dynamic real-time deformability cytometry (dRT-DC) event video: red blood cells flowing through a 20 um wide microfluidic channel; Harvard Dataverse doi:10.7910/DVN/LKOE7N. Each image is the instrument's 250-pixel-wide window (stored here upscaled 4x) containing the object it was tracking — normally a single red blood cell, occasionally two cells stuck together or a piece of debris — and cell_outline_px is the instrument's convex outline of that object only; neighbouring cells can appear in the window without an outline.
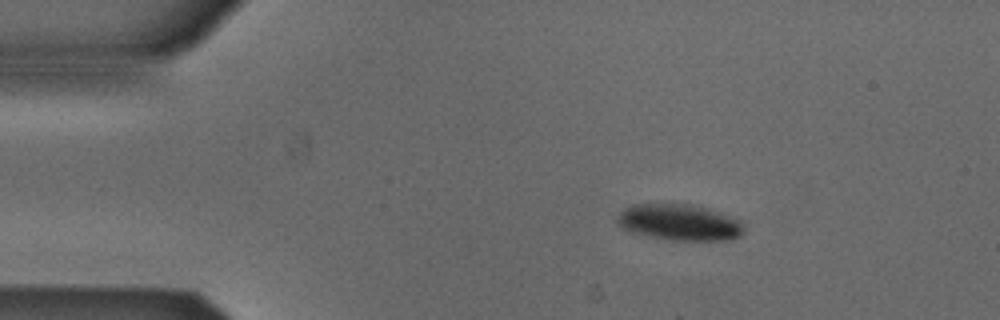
{"species": "Egyptian fruit bat (a non-hibernating species)", "species_latin": "Rousettus aegyptiacus", "temperature_condition": "cold", "stored_images_in_passage": 46, "camera_frame_rate_fps": 3000, "um_per_image_px": 0.085, "animal": {"sex": "male"}, "frame": {"image": 1, "passage_image": 1, "time_ms": 0.0, "image_size_px": [1000, 320], "cell_outline_px": [[744, 232], [740, 236], [728, 240], [672, 240], [632, 232], [616, 224], [616, 220], [620, 212], [624, 208], [632, 204], [692, 204], [708, 208], [720, 212], [740, 220], [744, 224]], "centroid_in_image_um": [57.78, 18.89], "position_along_channel_um": 27.2, "area_um2": 26.76}}
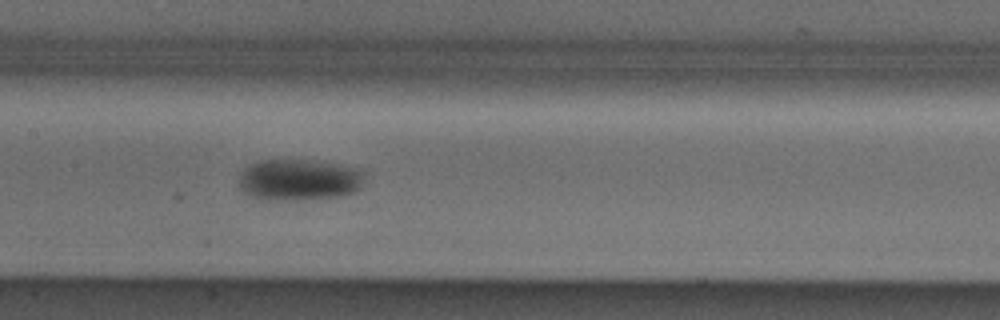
{"frame": {"image": 2, "passage_image": 18, "time_ms": 5.667, "image_size_px": [1000, 320], "cell_outline_px": [[364, 172], [360, 188], [356, 192], [344, 196], [304, 200], [264, 200], [252, 196], [244, 192], [240, 188], [240, 176], [244, 168], [260, 160], [304, 160], [340, 164], [356, 168]], "centroid_in_image_um": [25.44, 15.3], "position_along_channel_um": 182.0, "area_um2": 30.46}}
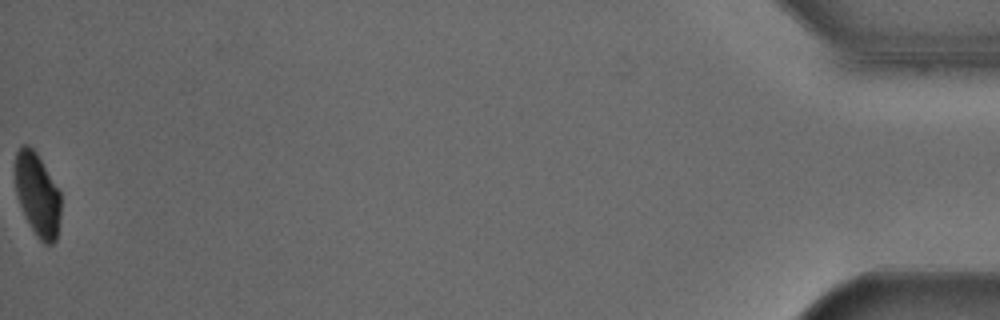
{"frame": {"image": 3, "passage_image": 46, "time_ms": 15.0, "image_size_px": [1000, 320], "cell_outline_px": [[60, 216], [56, 240], [52, 244], [44, 244], [36, 236], [24, 216], [16, 192], [16, 152], [20, 144], [28, 144], [36, 152], [60, 192]], "centroid_in_image_um": [3.18, 16.55], "position_along_channel_um": 432.0, "area_um2": 21.96}, "authors_computed_cell_mechanics": {"area_um2": 28.4376, "velocity_mm_per_s": 3.8133, "shape_relaxation_time_tau1_ms": 6.3685, "shape_relaxation_time_tau2_ms": null, "deformation_change_tau1": 0.1127, "deformation_change_tau2": null}}